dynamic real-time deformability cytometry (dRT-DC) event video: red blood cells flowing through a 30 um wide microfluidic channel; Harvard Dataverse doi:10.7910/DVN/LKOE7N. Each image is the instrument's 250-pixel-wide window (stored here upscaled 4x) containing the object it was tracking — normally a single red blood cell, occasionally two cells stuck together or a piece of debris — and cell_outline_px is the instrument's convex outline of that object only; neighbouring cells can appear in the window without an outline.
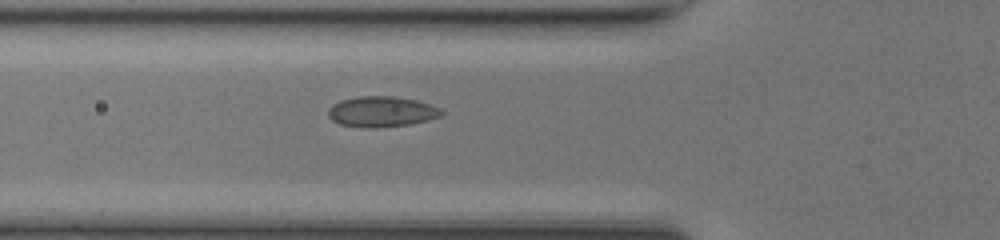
{"species": "common noctule bat (a hibernating species)", "species_latin": "Nyctalus noctula", "temperature_condition": "room temperature", "stored_images_in_passage": 29, "camera_frame_rate_fps": 3000, "um_per_image_px": 0.085, "animal": {"sex": "female", "body_mass_g": 17.0, "forearm_length_mm": 48.0}, "frame": {"image": 1, "passage_image": 2, "time_ms": 0.333, "image_size_px": [1000, 240], "cell_outline_px": [[444, 112], [440, 116], [428, 120], [412, 124], [372, 128], [364, 128], [340, 124], [332, 120], [328, 116], [328, 108], [332, 104], [340, 100], [356, 96], [392, 96], [416, 100], [440, 108]], "centroid_in_image_um": [32.4, 9.49], "position_along_channel_um": 93.4, "area_um2": 20.29}}
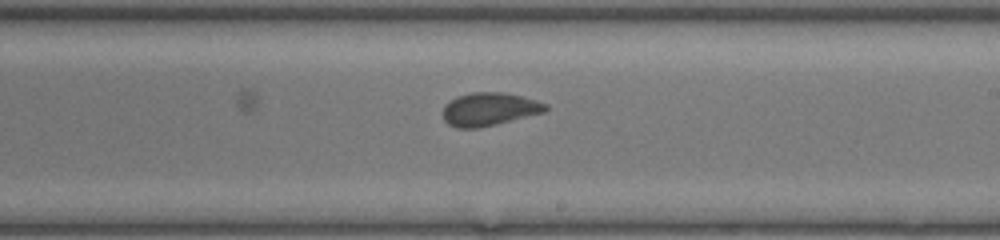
{"frame": {"image": 2, "passage_image": 13, "time_ms": 4.0, "image_size_px": [1000, 240], "cell_outline_px": [[548, 108], [544, 112], [480, 128], [456, 128], [448, 124], [444, 120], [444, 104], [456, 96], [472, 92], [504, 92], [536, 100], [548, 104]], "centroid_in_image_um": [41.57, 9.28], "position_along_channel_um": 247.4, "area_um2": 19.83}}
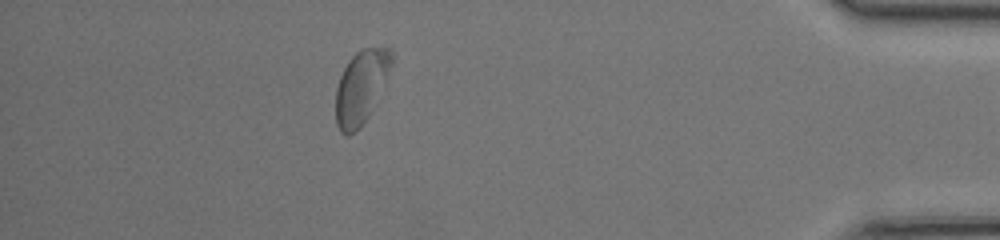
{"frame": {"image": 3, "passage_image": 28, "time_ms": 9.0, "image_size_px": [1000, 240], "cell_outline_px": [[392, 64], [372, 108], [368, 116], [360, 128], [356, 132], [348, 136], [340, 132], [336, 124], [336, 88], [340, 76], [348, 60], [356, 52], [364, 48], [392, 48]], "centroid_in_image_um": [30.66, 7.4], "position_along_channel_um": 404.5, "area_um2": 23.52}}